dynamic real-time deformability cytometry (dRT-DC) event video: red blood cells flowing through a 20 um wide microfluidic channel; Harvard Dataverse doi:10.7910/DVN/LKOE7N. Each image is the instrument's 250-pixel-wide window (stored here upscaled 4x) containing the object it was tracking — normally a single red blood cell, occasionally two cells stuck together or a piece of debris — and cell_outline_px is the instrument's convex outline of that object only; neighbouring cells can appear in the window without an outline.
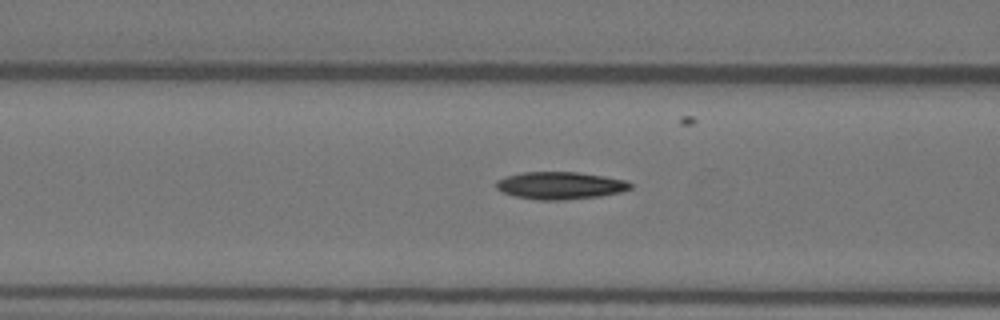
{"species": "Egyptian fruit bat (a non-hibernating species)", "species_latin": "Rousettus aegyptiacus", "temperature_condition": "warm", "stored_images_in_passage": 34, "camera_frame_rate_fps": 3000, "um_per_image_px": 0.085, "animal": {"sex": "female"}, "frame": {"image": 1, "passage_image": 12, "time_ms": 3.667, "image_size_px": [1000, 320], "cell_outline_px": [[632, 188], [620, 192], [600, 196], [564, 200], [540, 200], [516, 196], [504, 192], [496, 188], [496, 180], [520, 172], [580, 172], [628, 180], [632, 184]], "centroid_in_image_um": [47.65, 15.76], "position_along_channel_um": 118.9, "area_um2": 21.44}}
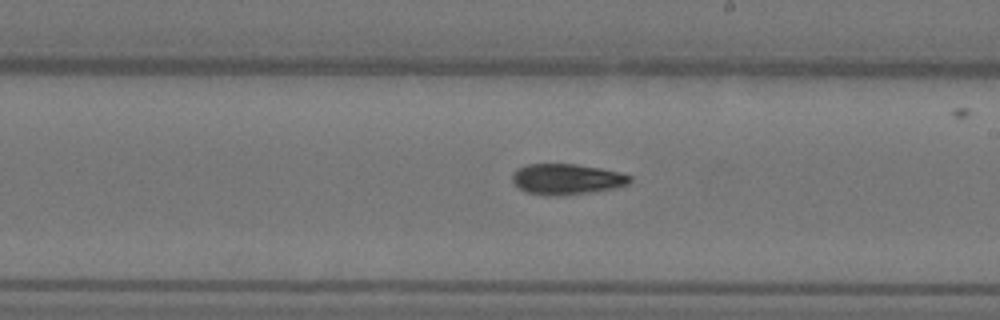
{"frame": {"image": 2, "passage_image": 22, "time_ms": 7.0, "image_size_px": [1000, 320], "cell_outline_px": [[632, 180], [628, 184], [596, 192], [564, 196], [544, 196], [524, 192], [512, 180], [512, 172], [516, 168], [528, 164], [576, 164], [600, 168], [620, 172], [632, 176]], "centroid_in_image_um": [48.15, 15.24], "position_along_channel_um": 240.8, "area_um2": 21.44}}
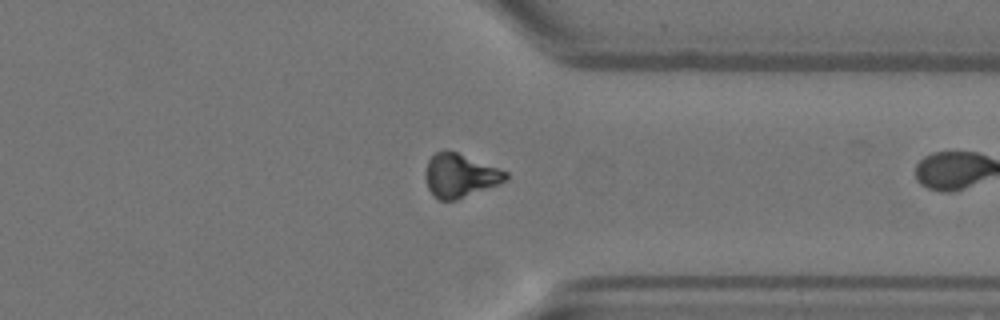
{"frame": {"image": 3, "passage_image": 33, "time_ms": 10.667, "image_size_px": [1000, 320], "cell_outline_px": [[508, 180], [456, 200], [440, 200], [432, 196], [428, 188], [424, 176], [424, 172], [428, 160], [436, 152], [456, 152], [508, 172]], "centroid_in_image_um": [39.07, 14.95], "position_along_channel_um": 372.3, "area_um2": 20.11}}